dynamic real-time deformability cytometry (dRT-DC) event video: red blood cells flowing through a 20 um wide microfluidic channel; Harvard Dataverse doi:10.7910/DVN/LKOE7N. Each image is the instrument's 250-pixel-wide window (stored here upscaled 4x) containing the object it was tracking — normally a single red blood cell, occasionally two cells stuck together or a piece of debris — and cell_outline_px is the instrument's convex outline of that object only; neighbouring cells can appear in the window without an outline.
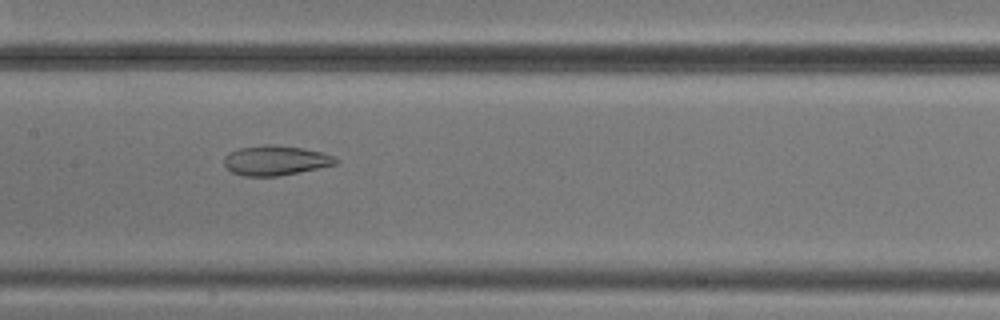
{"species": "common noctule bat (a hibernating species)", "species_latin": "Nyctalus noctula", "temperature_condition": "cold", "stored_images_in_passage": 10, "camera_frame_rate_fps": 3000, "um_per_image_px": 0.085, "animal": {"sex": "male", "body_mass_g": 20.5, "forearm_length_mm": 52.5}, "frame": {"image": 1, "passage_image": 7, "time_ms": 7.667, "image_size_px": [1000, 320], "cell_outline_px": [[340, 160], [336, 164], [276, 176], [244, 176], [232, 172], [224, 164], [224, 156], [228, 152], [240, 148], [264, 144], [272, 144], [300, 148], [324, 152]], "centroid_in_image_um": [23.39, 13.62], "position_along_channel_um": 184.0, "area_um2": 19.19}}
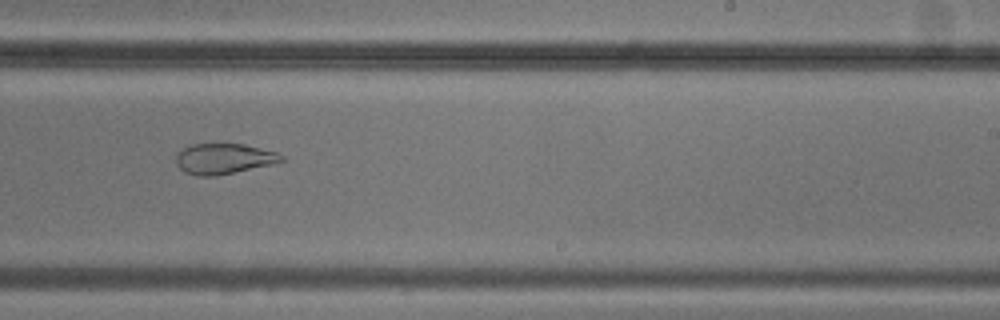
{"frame": {"image": 2, "passage_image": 9, "time_ms": 10.0, "image_size_px": [1000, 320], "cell_outline_px": [[284, 160], [272, 164], [216, 176], [196, 176], [184, 172], [176, 164], [176, 152], [192, 144], [244, 144], [276, 152], [284, 156]], "centroid_in_image_um": [18.99, 13.5], "position_along_channel_um": 270.0, "area_um2": 18.73}}